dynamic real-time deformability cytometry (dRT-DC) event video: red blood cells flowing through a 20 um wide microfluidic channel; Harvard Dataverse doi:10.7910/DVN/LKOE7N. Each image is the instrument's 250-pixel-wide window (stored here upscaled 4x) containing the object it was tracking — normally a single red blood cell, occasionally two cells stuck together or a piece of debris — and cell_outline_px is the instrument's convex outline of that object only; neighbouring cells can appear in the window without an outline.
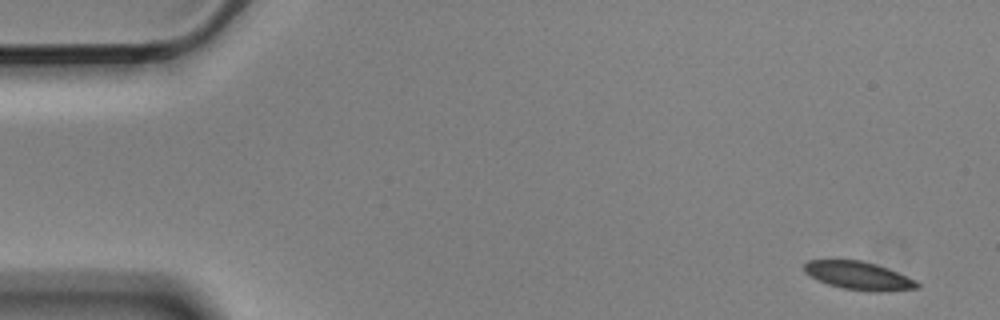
{"species": "Egyptian fruit bat (a non-hibernating species)", "species_latin": "Rousettus aegyptiacus", "temperature_condition": "cold", "stored_images_in_passage": 5, "camera_frame_rate_fps": 3000, "um_per_image_px": 0.085, "animal": {"sex": "male"}, "frame": {"image": 1, "passage_image": 1, "time_ms": 0.0, "image_size_px": [1000, 320], "cell_outline_px": [[920, 288], [880, 292], [868, 292], [844, 288], [828, 284], [816, 280], [804, 272], [804, 264], [808, 260], [860, 260], [876, 264], [888, 268], [916, 280], [920, 284]], "centroid_in_image_um": [73.0, 23.44], "position_along_channel_um": 12.0, "area_um2": 18.67}}
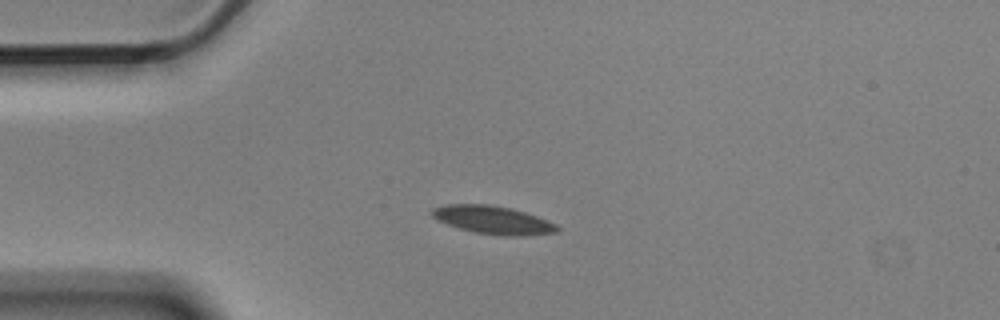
{"frame": {"image": 2, "passage_image": 4, "time_ms": 1.0, "image_size_px": [1000, 320], "cell_outline_px": [[560, 228], [556, 232], [524, 236], [508, 236], [476, 232], [460, 228], [436, 220], [428, 212], [432, 208], [448, 204], [488, 204], [512, 208], [548, 220], [556, 224]], "centroid_in_image_um": [41.88, 18.68], "position_along_channel_um": 43.1, "area_um2": 20.46}}